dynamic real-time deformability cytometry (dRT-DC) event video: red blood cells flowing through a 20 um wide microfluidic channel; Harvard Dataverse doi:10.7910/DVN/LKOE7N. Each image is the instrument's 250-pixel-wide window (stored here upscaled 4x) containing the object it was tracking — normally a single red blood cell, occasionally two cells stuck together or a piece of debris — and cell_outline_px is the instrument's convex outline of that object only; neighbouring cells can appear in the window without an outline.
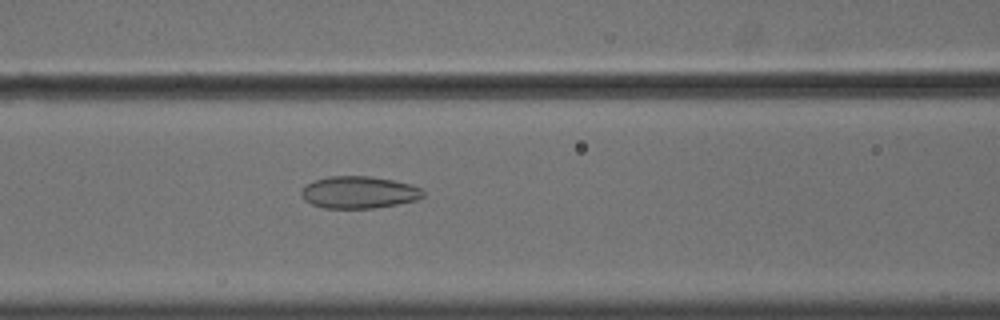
{"species": "common noctule bat (a hibernating species)", "species_latin": "Nyctalus noctula", "temperature_condition": "cold", "stored_images_in_passage": 45, "camera_frame_rate_fps": 3000, "um_per_image_px": 0.085, "animal": {"sex": "male", "body_mass_g": 18.8}, "frame": {"image": 1, "passage_image": 14, "time_ms": 4.333, "image_size_px": [1000, 320], "cell_outline_px": [[424, 196], [416, 200], [376, 208], [324, 208], [312, 204], [304, 200], [300, 192], [312, 180], [328, 176], [368, 176], [392, 180], [412, 184], [420, 188], [424, 192]], "centroid_in_image_um": [30.5, 16.34], "position_along_channel_um": 136.1, "area_um2": 22.77}}
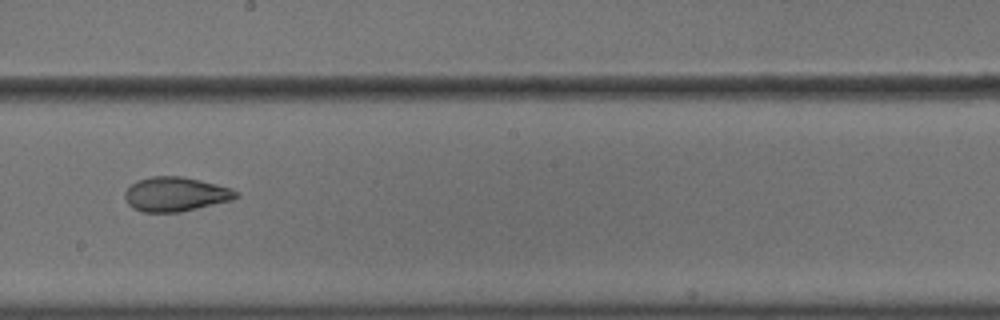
{"frame": {"image": 2, "passage_image": 22, "time_ms": 7.0, "image_size_px": [1000, 320], "cell_outline_px": [[240, 196], [232, 200], [180, 212], [144, 212], [132, 208], [128, 204], [124, 196], [124, 192], [136, 180], [152, 176], [184, 176], [232, 188], [240, 192]], "centroid_in_image_um": [14.94, 16.5], "position_along_channel_um": 233.3, "area_um2": 22.43}}
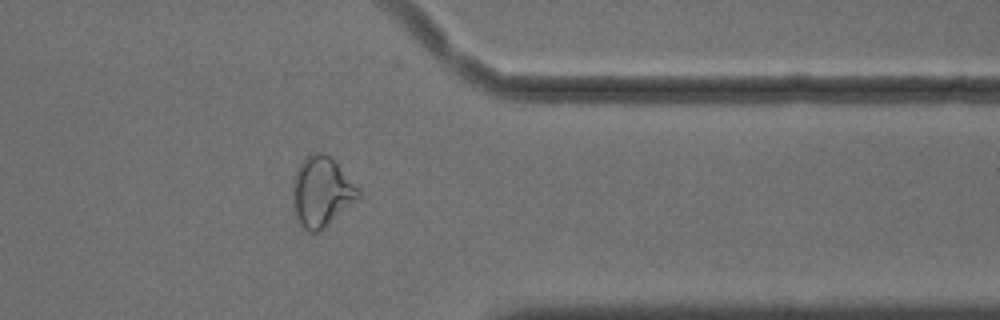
{"frame": {"image": 3, "passage_image": 35, "time_ms": 11.333, "image_size_px": [1000, 320], "cell_outline_px": [[360, 200], [320, 232], [308, 232], [300, 224], [296, 216], [292, 204], [292, 188], [296, 172], [304, 156], [312, 152], [324, 152], [332, 156], [336, 160], [360, 188]], "centroid_in_image_um": [27.38, 16.29], "position_along_channel_um": 384.0, "area_um2": 27.74}, "authors_computed_cell_mechanics": {"area_um2": 24.3338, "velocity_mm_per_s": 3.6404, "shape_relaxation_time_tau1_ms": null, "shape_relaxation_time_tau2_ms": 1.6945, "deformation_change_tau1": null, "deformation_change_tau2": 0.0697}}